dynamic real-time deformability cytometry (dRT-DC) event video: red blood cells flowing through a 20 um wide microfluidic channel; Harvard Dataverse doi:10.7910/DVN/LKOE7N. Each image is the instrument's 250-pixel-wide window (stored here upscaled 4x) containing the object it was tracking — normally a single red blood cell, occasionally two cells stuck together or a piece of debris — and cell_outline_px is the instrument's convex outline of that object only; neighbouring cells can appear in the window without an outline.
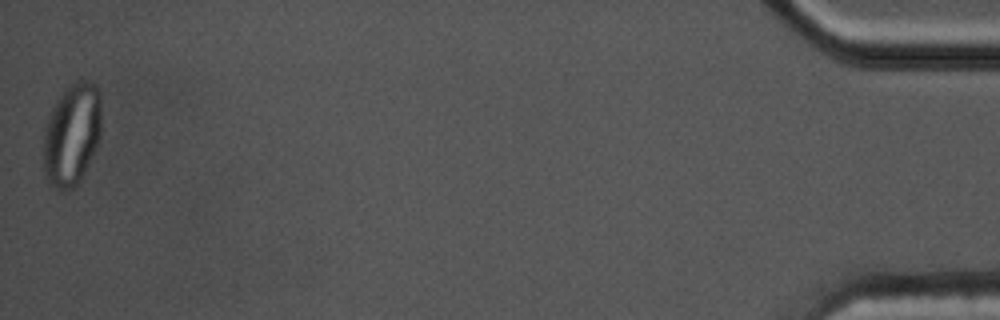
{"species": "common noctule bat (a hibernating species)", "species_latin": "Nyctalus noctula", "temperature_condition": "cold", "stored_images_in_passage": 42, "segment_of_instrument_passage": [2, 2], "camera_frame_rate_fps": 3000, "um_per_image_px": 0.085, "animal": {"sex": "male", "body_mass_g": 17.5, "forearm_length_mm": 52.3}, "frame": {"image": 1, "passage_image": 42, "time_ms": 13.667, "image_size_px": [1000, 320], "cell_outline_px": [[100, 136], [96, 148], [84, 172], [76, 184], [72, 188], [60, 192], [52, 188], [48, 184], [44, 172], [44, 132], [52, 108], [56, 100], [76, 80], [88, 80], [96, 84], [100, 92]], "centroid_in_image_um": [6.11, 11.45], "position_along_channel_um": 429.1, "area_um2": 34.45}}